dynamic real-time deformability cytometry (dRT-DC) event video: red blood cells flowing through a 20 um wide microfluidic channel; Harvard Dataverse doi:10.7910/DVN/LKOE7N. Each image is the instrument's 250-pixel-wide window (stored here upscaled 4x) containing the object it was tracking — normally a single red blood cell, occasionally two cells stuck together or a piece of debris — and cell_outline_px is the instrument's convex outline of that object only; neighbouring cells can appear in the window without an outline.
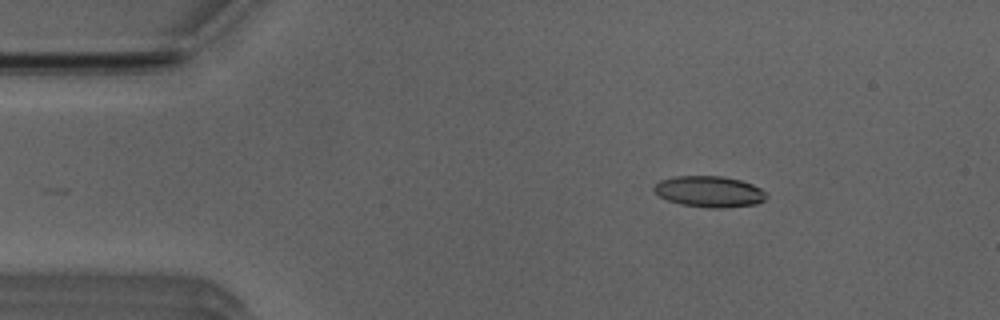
{"species": "Egyptian fruit bat (a non-hibernating species)", "species_latin": "Rousettus aegyptiacus", "temperature_condition": "room temperature", "stored_images_in_passage": 52, "segment_of_instrument_passage": [1, 2], "camera_frame_rate_fps": 3000, "um_per_image_px": 0.085, "animal": {"sex": "male"}, "frame": {"image": 1, "passage_image": 7, "time_ms": 2.0, "image_size_px": [1000, 320], "cell_outline_px": [[768, 196], [764, 200], [756, 204], [720, 208], [708, 208], [680, 204], [668, 200], [660, 196], [652, 188], [660, 180], [676, 176], [720, 176], [740, 180], [752, 184], [760, 188]], "centroid_in_image_um": [60.29, 16.29], "position_along_channel_um": 24.7, "area_um2": 20.23}}
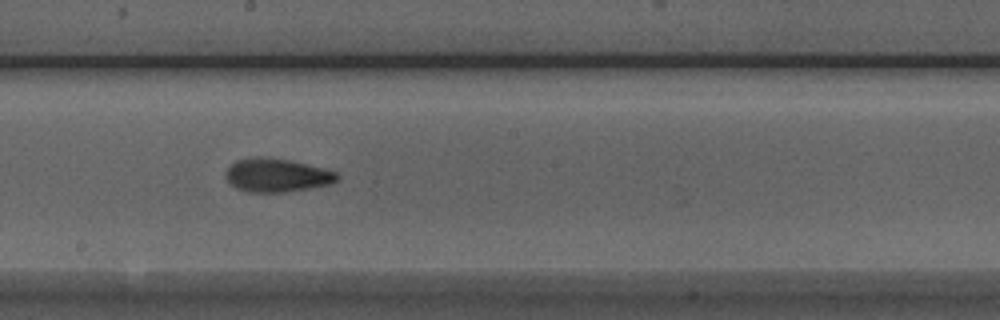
{"frame": {"image": 2, "passage_image": 27, "time_ms": 8.667, "image_size_px": [1000, 320], "cell_outline_px": [[340, 176], [332, 184], [284, 192], [248, 192], [236, 188], [224, 176], [224, 172], [236, 160], [256, 156], [260, 156], [288, 160], [324, 168], [336, 172]], "centroid_in_image_um": [23.51, 14.89], "position_along_channel_um": 224.7, "area_um2": 21.68}}
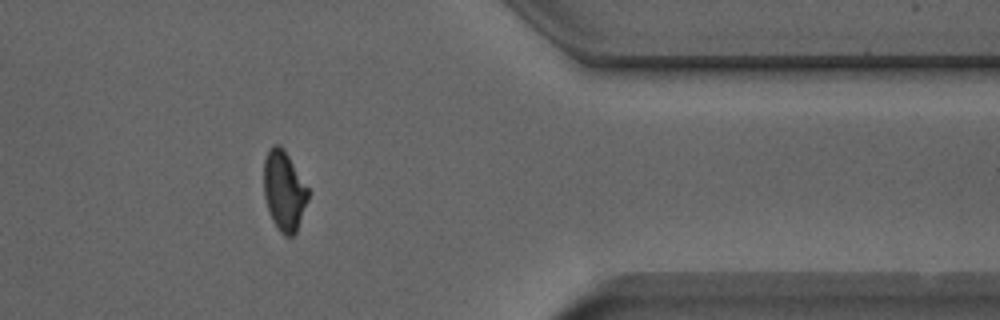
{"frame": {"image": 3, "passage_image": 41, "time_ms": 13.333, "image_size_px": [1000, 320], "cell_outline_px": [[312, 192], [296, 232], [292, 236], [284, 236], [276, 228], [272, 220], [264, 196], [264, 160], [268, 148], [272, 144], [280, 144], [284, 148]], "centroid_in_image_um": [24.18, 16.19], "position_along_channel_um": 387.2, "area_um2": 21.21}}